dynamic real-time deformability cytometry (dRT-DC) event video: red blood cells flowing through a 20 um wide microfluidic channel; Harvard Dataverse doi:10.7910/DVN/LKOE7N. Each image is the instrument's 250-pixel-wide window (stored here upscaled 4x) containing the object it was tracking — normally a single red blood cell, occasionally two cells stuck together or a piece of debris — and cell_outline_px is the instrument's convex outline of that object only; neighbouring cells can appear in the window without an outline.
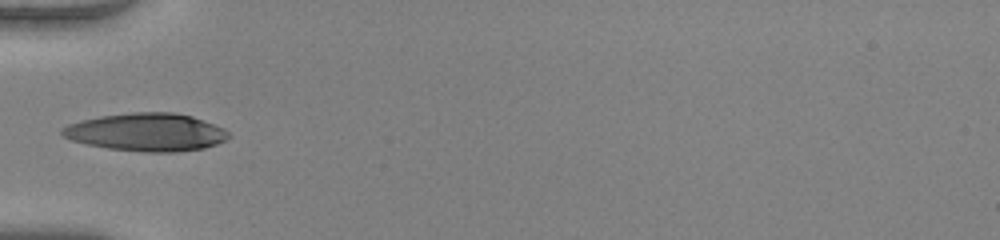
{"species": "human", "species_latin": "Homo sapiens", "temperature_condition": "warm", "stored_images_in_passage": 33, "camera_frame_rate_fps": 3000, "um_per_image_px": 0.085, "donor": {"sex": "female"}, "frame": {"image": 1, "passage_image": 1, "time_ms": 0.0, "image_size_px": [1000, 240], "cell_outline_px": [[232, 136], [216, 144], [204, 148], [176, 152], [144, 152], [108, 148], [88, 144], [72, 140], [64, 136], [60, 132], [60, 128], [68, 124], [80, 120], [100, 116], [132, 112], [172, 112], [192, 116], [224, 128]], "centroid_in_image_um": [12.45, 11.23], "position_along_channel_um": 72.6, "area_um2": 36.76}}
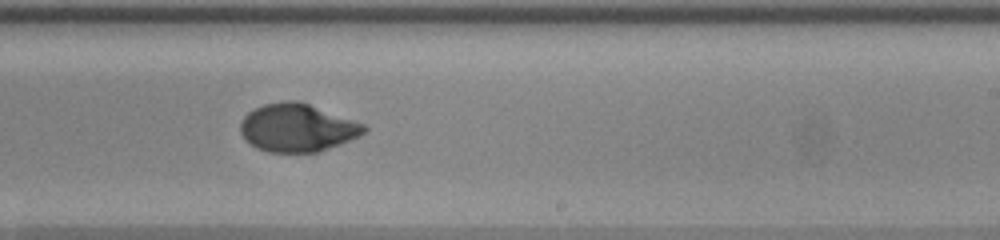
{"frame": {"image": 2, "passage_image": 15, "time_ms": 4.667, "image_size_px": [1000, 240], "cell_outline_px": [[368, 128], [360, 136], [340, 144], [316, 152], [268, 152], [256, 148], [244, 140], [240, 132], [240, 120], [248, 112], [264, 104], [284, 100], [296, 100], [368, 124]], "centroid_in_image_um": [25.27, 10.86], "position_along_channel_um": 263.7, "area_um2": 34.8}}
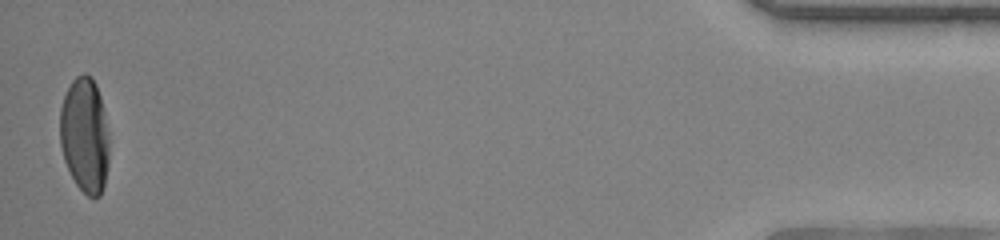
{"frame": {"image": 3, "passage_image": 33, "time_ms": 10.667, "image_size_px": [1000, 240], "cell_outline_px": [[108, 164], [104, 184], [100, 196], [88, 196], [76, 184], [64, 160], [60, 144], [60, 108], [64, 96], [72, 80], [76, 76], [84, 72], [92, 76], [96, 84], [100, 96], [104, 112], [108, 132]], "centroid_in_image_um": [7.2, 11.46], "position_along_channel_um": 428.0, "area_um2": 33.0}, "authors_computed_cell_mechanics": {"area_um2": 34.7378, "velocity_mm_per_s": 4.1035, "shape_relaxation_time_tau1_ms": 4.3693, "shape_relaxation_time_tau2_ms": 1.2953, "deformation_change_tau1": 0.2363, "deformation_change_tau2": 0.0295}}